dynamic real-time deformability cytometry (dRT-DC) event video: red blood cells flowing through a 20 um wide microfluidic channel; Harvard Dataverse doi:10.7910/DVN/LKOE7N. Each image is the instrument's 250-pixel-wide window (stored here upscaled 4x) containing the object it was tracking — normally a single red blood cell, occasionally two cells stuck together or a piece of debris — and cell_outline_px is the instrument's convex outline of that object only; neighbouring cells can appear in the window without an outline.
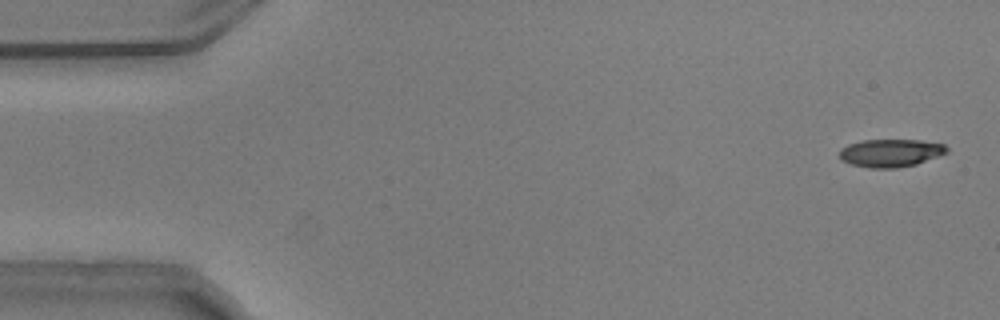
{"species": "common noctule bat (a hibernating species)", "species_latin": "Nyctalus noctula", "temperature_condition": "warm", "stored_images_in_passage": 55, "segment_of_instrument_passage": [1, 2], "camera_frame_rate_fps": 3000, "um_per_image_px": 0.085, "animal": {"sex": "male", "body_mass_g": 20.5, "forearm_length_mm": 52.5}, "frame": {"image": 1, "passage_image": 2, "time_ms": 0.333, "image_size_px": [1000, 320], "cell_outline_px": [[948, 152], [916, 164], [896, 168], [868, 168], [852, 164], [840, 160], [840, 148], [848, 144], [864, 140], [920, 140], [944, 144], [948, 148]], "centroid_in_image_um": [75.68, 13.0], "position_along_channel_um": 9.3, "area_um2": 17.4}}
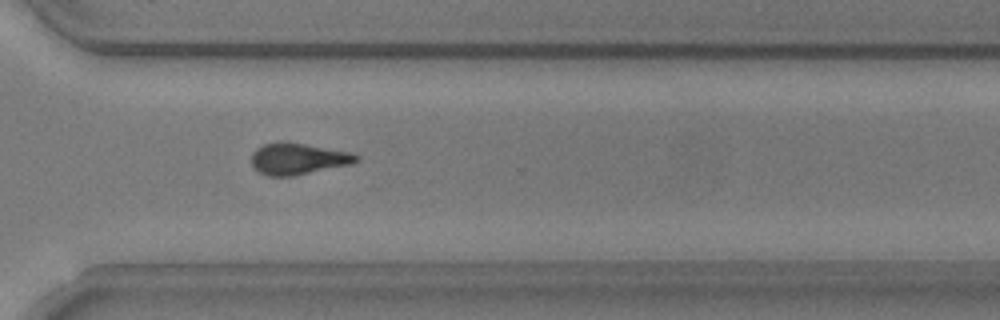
{"frame": {"image": 2, "passage_image": 39, "time_ms": 12.667, "image_size_px": [1000, 320], "cell_outline_px": [[360, 160], [352, 164], [292, 176], [268, 176], [260, 172], [252, 164], [252, 152], [256, 148], [264, 144], [280, 140], [352, 152], [360, 156]], "centroid_in_image_um": [25.35, 13.48], "position_along_channel_um": 345.2, "area_um2": 19.31}}
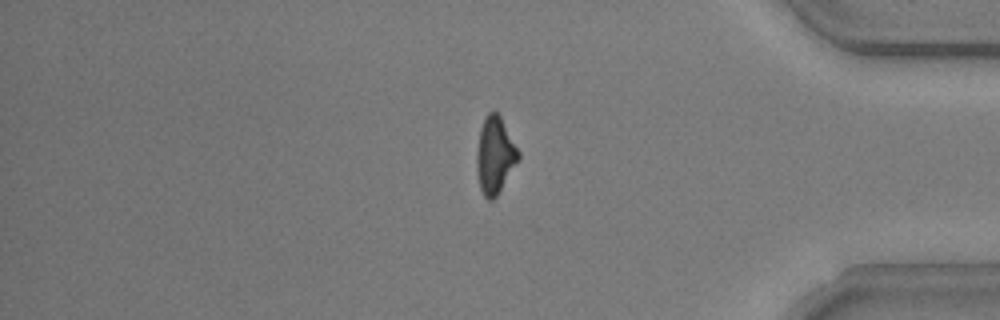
{"frame": {"image": 3, "passage_image": 45, "time_ms": 14.667, "image_size_px": [1000, 320], "cell_outline_px": [[520, 160], [496, 196], [492, 200], [488, 200], [484, 196], [480, 188], [476, 168], [476, 152], [480, 128], [488, 112], [492, 108], [500, 116], [520, 152]], "centroid_in_image_um": [42.07, 13.19], "position_along_channel_um": 393.1, "area_um2": 18.79}}